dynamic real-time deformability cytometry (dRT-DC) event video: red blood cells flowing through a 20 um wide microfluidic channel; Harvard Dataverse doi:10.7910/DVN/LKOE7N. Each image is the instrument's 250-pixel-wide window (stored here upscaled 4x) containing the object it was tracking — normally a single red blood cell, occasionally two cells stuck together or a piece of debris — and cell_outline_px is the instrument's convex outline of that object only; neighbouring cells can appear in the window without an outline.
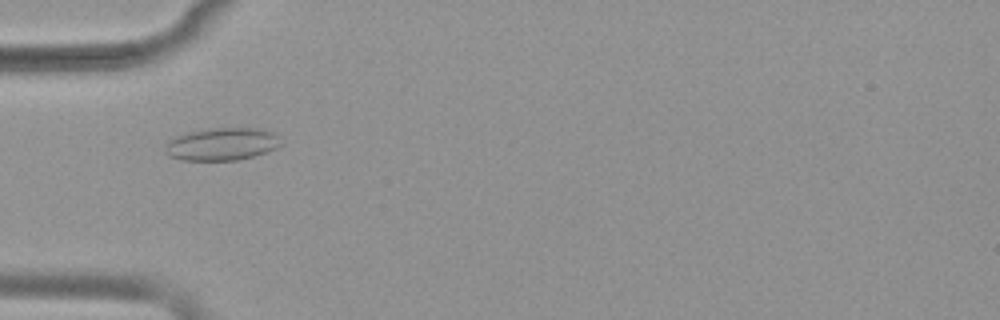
{"species": "common noctule bat (a hibernating species)", "species_latin": "Nyctalus noctula", "temperature_condition": "warm", "stored_images_in_passage": 53, "camera_frame_rate_fps": 3000, "um_per_image_px": 0.085, "animal": {"sex": "female", "body_mass_g": 19.9}, "frame": {"image": 1, "passage_image": 18, "time_ms": 5.667, "image_size_px": [1000, 320], "cell_outline_px": [[284, 144], [276, 148], [252, 156], [236, 160], [180, 160], [168, 156], [164, 152], [168, 140], [176, 136], [188, 132], [204, 128], [256, 128], [276, 132]], "centroid_in_image_um": [18.86, 12.23], "position_along_channel_um": 66.1, "area_um2": 22.25}}
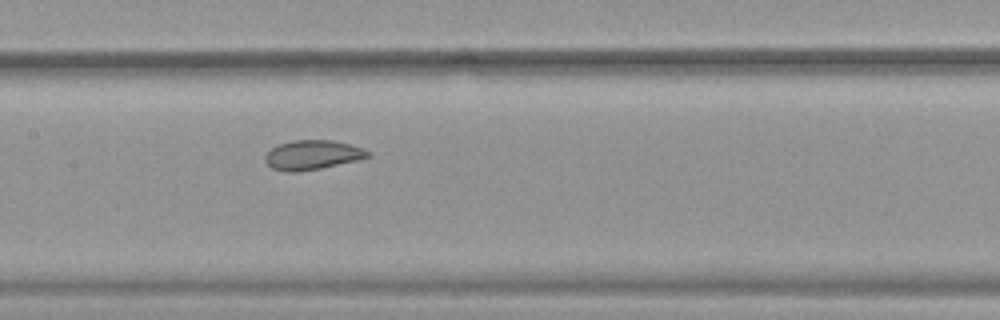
{"frame": {"image": 2, "passage_image": 27, "time_ms": 8.667, "image_size_px": [1000, 320], "cell_outline_px": [[372, 156], [360, 160], [300, 172], [284, 172], [272, 168], [264, 160], [264, 156], [272, 148], [280, 144], [292, 140], [332, 140], [364, 148], [372, 152]], "centroid_in_image_um": [26.59, 13.18], "position_along_channel_um": 180.8, "area_um2": 17.8}}
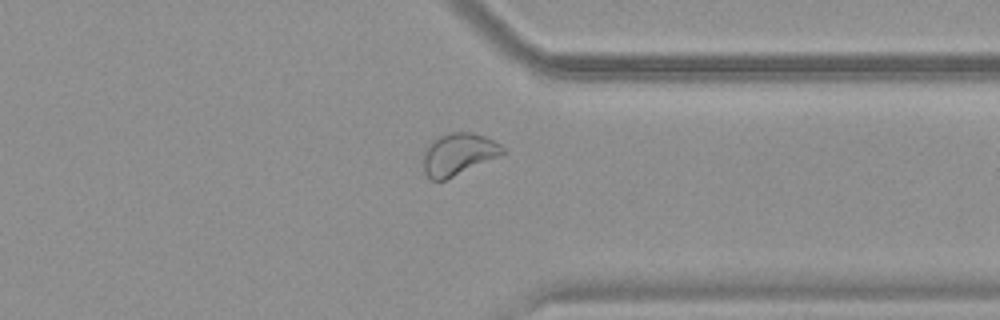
{"frame": {"image": 3, "passage_image": 42, "time_ms": 13.667, "image_size_px": [1000, 320], "cell_outline_px": [[504, 152], [500, 156], [444, 180], [432, 180], [424, 172], [424, 152], [428, 144], [432, 140], [440, 136], [452, 132], [472, 132], [484, 136], [500, 144], [504, 148]], "centroid_in_image_um": [38.96, 13.09], "position_along_channel_um": 372.4, "area_um2": 19.13}, "authors_computed_cell_mechanics": {"area_um2": 22.253, "velocity_mm_per_s": 3.8581, "shape_relaxation_time_tau1_ms": null, "shape_relaxation_time_tau2_ms": 2.0138, "deformation_change_tau1": null, "deformation_change_tau2": 0.053}}